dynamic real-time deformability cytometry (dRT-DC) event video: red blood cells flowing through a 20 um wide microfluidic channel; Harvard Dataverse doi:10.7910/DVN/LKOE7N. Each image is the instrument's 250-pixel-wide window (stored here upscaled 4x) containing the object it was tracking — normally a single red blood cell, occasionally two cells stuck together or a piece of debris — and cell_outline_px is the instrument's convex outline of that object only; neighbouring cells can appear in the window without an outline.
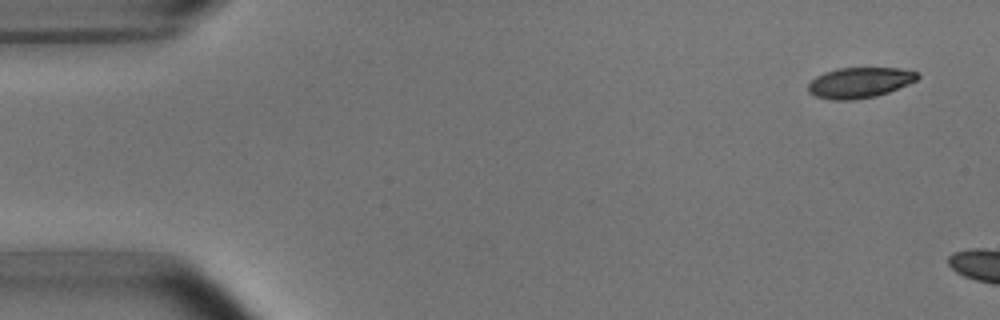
{"species": "common noctule bat (a hibernating species)", "species_latin": "Nyctalus noctula", "temperature_condition": "room temperature", "stored_images_in_passage": 3, "segment_of_instrument_passage": [2, 2], "camera_frame_rate_fps": 3000, "um_per_image_px": 0.085, "animal": {"sex": "male", "body_mass_g": 15.6}, "frame": {"image": 1, "passage_image": 3, "time_ms": 3.333, "image_size_px": [1000, 320], "cell_outline_px": [[920, 76], [916, 80], [908, 84], [888, 92], [876, 96], [852, 100], [832, 100], [816, 96], [808, 92], [808, 84], [816, 76], [824, 72], [836, 68], [900, 68], [916, 72]], "centroid_in_image_um": [73.04, 7.02], "position_along_channel_um": 12.0, "area_um2": 19.42}}